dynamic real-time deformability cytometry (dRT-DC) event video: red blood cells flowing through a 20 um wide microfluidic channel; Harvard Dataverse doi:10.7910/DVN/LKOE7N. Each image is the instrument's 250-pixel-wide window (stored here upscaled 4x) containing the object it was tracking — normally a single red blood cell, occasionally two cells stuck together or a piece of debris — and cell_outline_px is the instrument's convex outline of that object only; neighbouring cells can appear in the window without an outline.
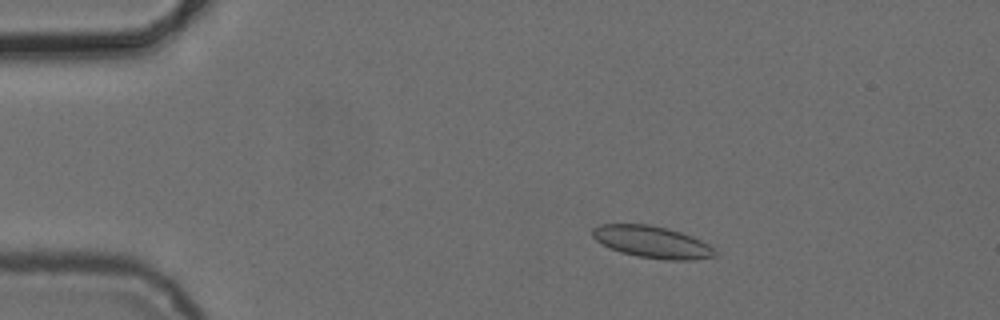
{"species": "common noctule bat (a hibernating species)", "species_latin": "Nyctalus noctula", "temperature_condition": "cold", "stored_images_in_passage": 6, "camera_frame_rate_fps": 3000, "um_per_image_px": 0.085, "animal": {"sex": "female", "body_mass_g": 24.6, "forearm_length_mm": 56.2}, "frame": {"image": 1, "passage_image": 3, "time_ms": 2.333, "image_size_px": [1000, 320], "cell_outline_px": [[716, 256], [692, 260], [664, 260], [636, 256], [620, 252], [596, 240], [592, 236], [592, 228], [600, 224], [648, 224], [668, 228], [692, 236], [708, 244], [716, 252]], "centroid_in_image_um": [55.43, 20.57], "position_along_channel_um": 29.6, "area_um2": 22.72}}
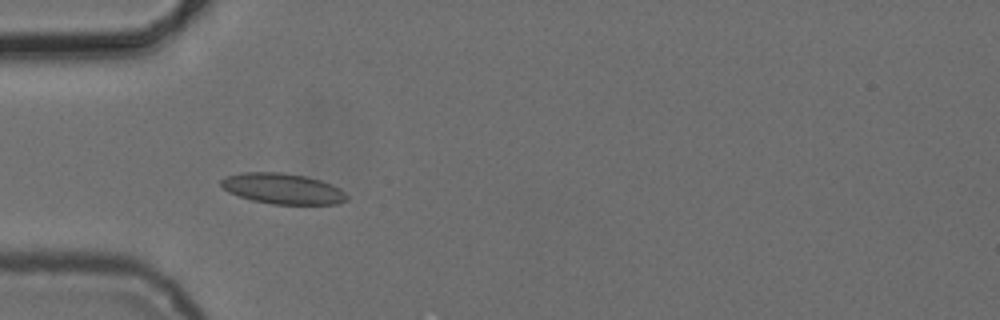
{"frame": {"image": 2, "passage_image": 5, "time_ms": 4.667, "image_size_px": [1000, 320], "cell_outline_px": [[348, 200], [336, 204], [272, 204], [252, 200], [228, 192], [220, 184], [220, 180], [228, 176], [244, 172], [280, 172], [304, 176], [320, 180], [332, 184], [340, 188], [348, 196]], "centroid_in_image_um": [24.05, 16.04], "position_along_channel_um": 60.9, "area_um2": 22.37}}
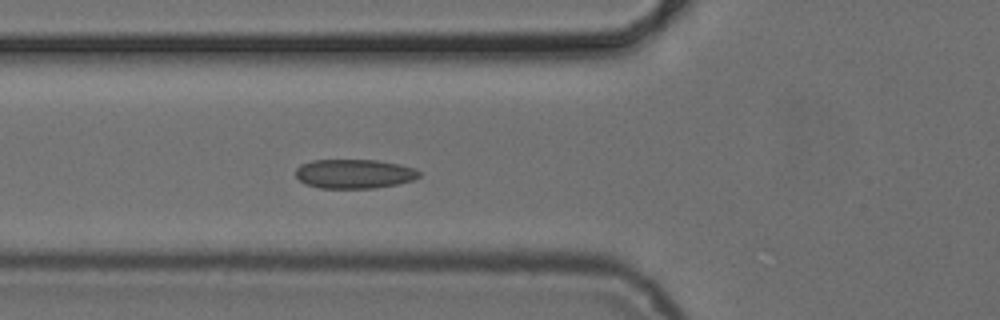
{"frame": {"image": 3, "passage_image": 6, "time_ms": 5.667, "image_size_px": [1000, 320], "cell_outline_px": [[420, 176], [412, 180], [396, 184], [376, 188], [320, 188], [304, 184], [296, 176], [296, 168], [300, 164], [312, 160], [380, 160], [400, 164], [416, 168], [420, 172]], "centroid_in_image_um": [30.11, 14.77], "position_along_channel_um": 95.7, "area_um2": 21.21}}